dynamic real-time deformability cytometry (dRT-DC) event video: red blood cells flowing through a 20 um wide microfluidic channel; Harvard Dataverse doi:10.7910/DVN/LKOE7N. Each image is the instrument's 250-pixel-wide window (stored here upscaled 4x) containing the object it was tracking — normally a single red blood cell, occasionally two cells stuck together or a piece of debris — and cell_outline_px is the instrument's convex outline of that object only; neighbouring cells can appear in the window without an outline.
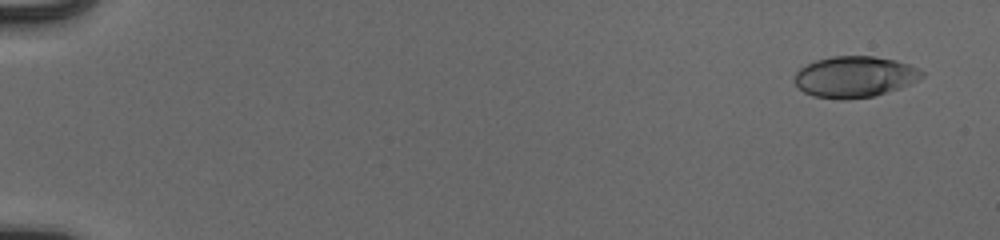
{"species": "human", "species_latin": "Homo sapiens", "temperature_condition": "cold", "stored_images_in_passage": 52, "camera_frame_rate_fps": 3000, "um_per_image_px": 0.085, "donor": {"sex": "male"}, "frame": {"image": 1, "passage_image": 1, "time_ms": 0.0, "image_size_px": [1000, 240], "cell_outline_px": [[924, 76], [900, 88], [876, 96], [844, 100], [840, 100], [812, 96], [796, 88], [792, 80], [796, 72], [800, 68], [816, 60], [832, 56], [872, 56], [896, 60], [908, 64], [924, 72]], "centroid_in_image_um": [72.59, 6.54], "position_along_channel_um": 12.4, "area_um2": 30.81}}
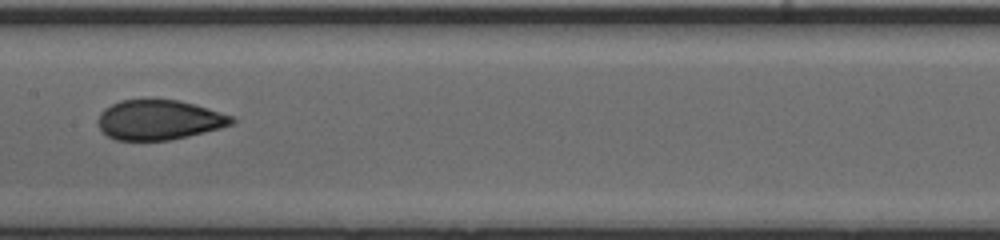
{"frame": {"image": 2, "passage_image": 28, "time_ms": 9.0, "image_size_px": [1000, 240], "cell_outline_px": [[236, 120], [232, 124], [220, 128], [188, 136], [168, 140], [116, 140], [108, 136], [100, 128], [96, 120], [100, 112], [104, 108], [120, 100], [180, 100], [236, 116]], "centroid_in_image_um": [13.53, 10.19], "position_along_channel_um": 193.9, "area_um2": 31.1}}
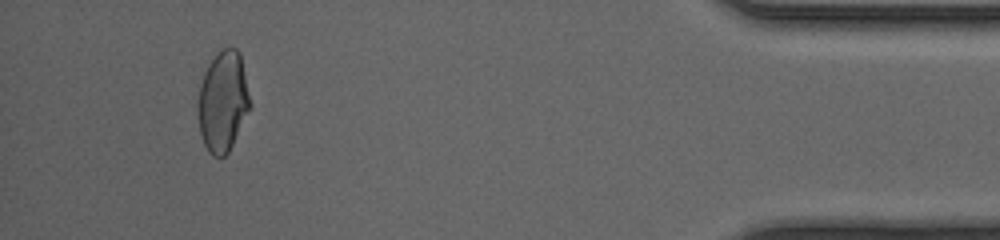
{"frame": {"image": 3, "passage_image": 49, "time_ms": 16.0, "image_size_px": [1000, 240], "cell_outline_px": [[252, 108], [228, 152], [224, 156], [212, 156], [208, 152], [200, 136], [196, 104], [200, 84], [204, 72], [208, 64], [224, 48], [236, 48], [240, 52], [252, 104]], "centroid_in_image_um": [18.95, 8.65], "position_along_channel_um": 416.3, "area_um2": 30.98}, "authors_computed_cell_mechanics": {"area_um2": 31.0675, "velocity_mm_per_s": 3.9572, "shape_relaxation_time_tau1_ms": null, "shape_relaxation_time_tau2_ms": 0.9432, "deformation_change_tau1": null, "deformation_change_tau2": 0.0593}}